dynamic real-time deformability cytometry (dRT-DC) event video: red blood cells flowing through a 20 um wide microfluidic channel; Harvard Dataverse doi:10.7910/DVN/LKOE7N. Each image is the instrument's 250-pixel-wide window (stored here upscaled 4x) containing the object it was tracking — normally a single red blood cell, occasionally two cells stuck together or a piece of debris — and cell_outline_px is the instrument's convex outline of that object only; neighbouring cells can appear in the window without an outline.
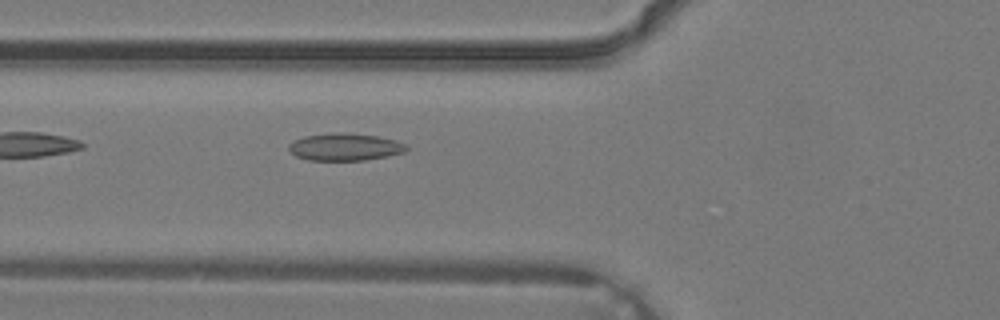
{"species": "common noctule bat (a hibernating species)", "species_latin": "Nyctalus noctula", "temperature_condition": "warm", "stored_images_in_passage": 3, "camera_frame_rate_fps": 3000, "um_per_image_px": 0.085, "animal": {"sex": "male", "body_mass_g": 19.2, "forearm_length_mm": 51.8}, "frame": {"image": 1, "passage_image": 3, "time_ms": 0.667, "image_size_px": [1000, 320], "cell_outline_px": [[408, 148], [404, 152], [388, 156], [364, 160], [308, 160], [296, 156], [288, 148], [288, 144], [304, 136], [376, 136], [396, 140], [404, 144]], "centroid_in_image_um": [29.34, 12.56], "position_along_channel_um": 96.5, "area_um2": 17.46}}